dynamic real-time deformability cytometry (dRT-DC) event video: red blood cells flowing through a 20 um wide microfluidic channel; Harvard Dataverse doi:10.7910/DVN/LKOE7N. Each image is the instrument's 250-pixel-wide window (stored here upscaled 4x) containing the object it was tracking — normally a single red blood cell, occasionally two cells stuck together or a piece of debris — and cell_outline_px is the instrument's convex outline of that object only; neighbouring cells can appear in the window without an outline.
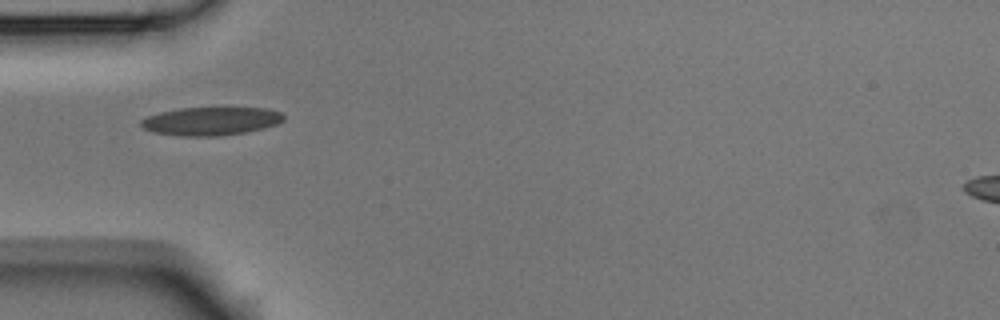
{"species": "Egyptian fruit bat (a non-hibernating species)", "species_latin": "Rousettus aegyptiacus", "temperature_condition": "room temperature", "stored_images_in_passage": 1, "camera_frame_rate_fps": 3000, "um_per_image_px": 0.085, "animal": {"sex": "male"}, "frame": {"image": 1, "passage_image": 1, "time_ms": 0.0, "image_size_px": [1000, 320], "cell_outline_px": [[284, 120], [276, 124], [264, 128], [244, 132], [216, 136], [180, 136], [152, 132], [144, 128], [140, 124], [140, 120], [148, 116], [160, 112], [180, 108], [264, 108], [280, 112], [284, 116]], "centroid_in_image_um": [17.9, 10.3], "position_along_channel_um": 67.1, "area_um2": 23.35}}